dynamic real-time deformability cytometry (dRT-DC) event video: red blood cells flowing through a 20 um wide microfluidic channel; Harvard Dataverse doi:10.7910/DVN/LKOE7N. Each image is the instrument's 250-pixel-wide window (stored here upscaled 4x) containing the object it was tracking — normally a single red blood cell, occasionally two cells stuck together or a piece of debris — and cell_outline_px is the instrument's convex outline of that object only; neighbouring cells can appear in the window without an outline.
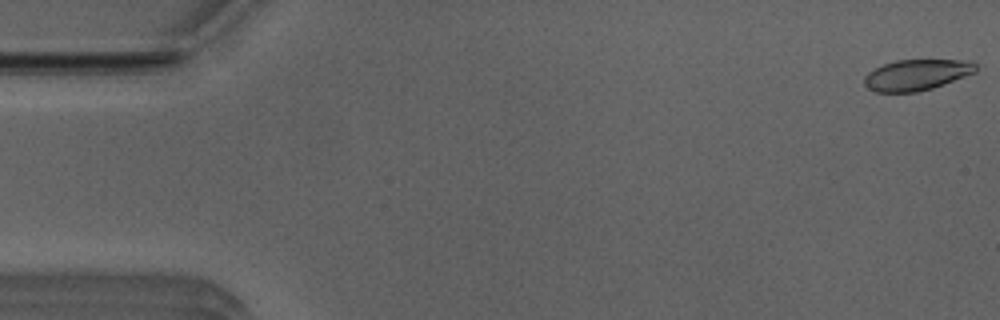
{"species": "Egyptian fruit bat (a non-hibernating species)", "species_latin": "Rousettus aegyptiacus", "temperature_condition": "room temperature", "stored_images_in_passage": 52, "camera_frame_rate_fps": 3000, "um_per_image_px": 0.085, "animal": {"sex": "male"}, "frame": {"image": 1, "passage_image": 1, "time_ms": 0.0, "image_size_px": [1000, 320], "cell_outline_px": [[976, 72], [944, 84], [932, 88], [916, 92], [872, 92], [864, 84], [864, 76], [868, 72], [884, 64], [896, 60], [972, 60], [976, 64]], "centroid_in_image_um": [77.91, 6.36], "position_along_channel_um": 7.1, "area_um2": 20.11}}
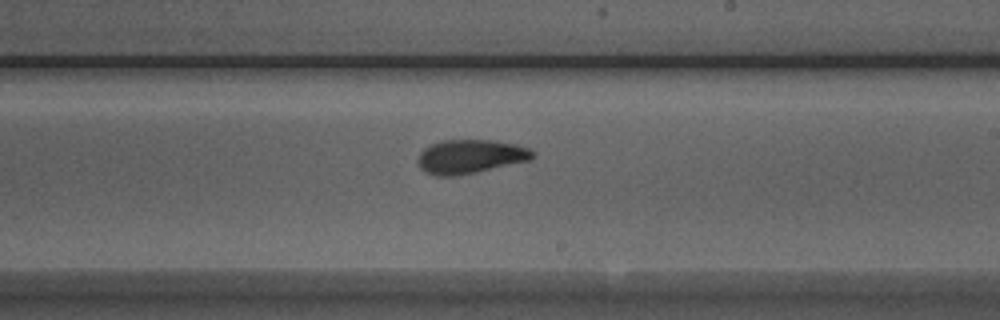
{"frame": {"image": 2, "passage_image": 30, "time_ms": 9.667, "image_size_px": [1000, 320], "cell_outline_px": [[536, 156], [532, 160], [476, 172], [456, 176], [436, 176], [424, 172], [420, 168], [416, 160], [420, 152], [424, 148], [432, 144], [444, 140], [496, 140], [516, 144], [528, 148], [536, 152]], "centroid_in_image_um": [39.99, 13.31], "position_along_channel_um": 249.0, "area_um2": 23.0}}
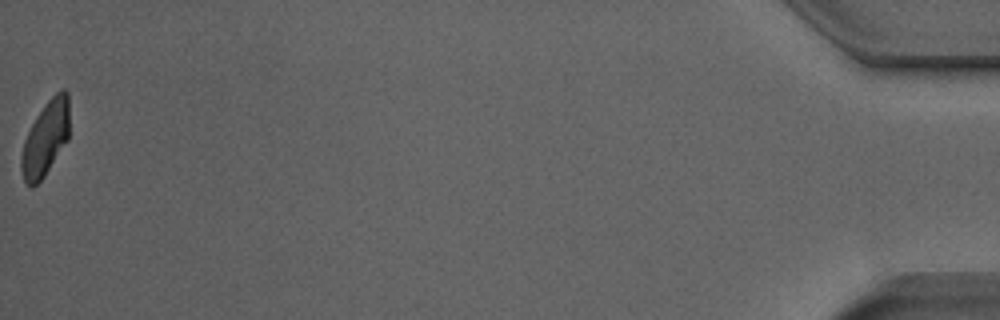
{"frame": {"image": 3, "passage_image": 52, "time_ms": 17.0, "image_size_px": [1000, 320], "cell_outline_px": [[68, 140], [44, 176], [32, 188], [24, 180], [20, 168], [20, 160], [24, 140], [36, 116], [48, 100], [60, 88], [64, 88], [68, 92]], "centroid_in_image_um": [3.86, 11.75], "position_along_channel_um": 431.3, "area_um2": 20.75}, "authors_computed_cell_mechanics": {"area_um2": 22.0218, "velocity_mm_per_s": 3.9471, "shape_relaxation_time_tau1_ms": 5.2942, "shape_relaxation_time_tau2_ms": 2.2178, "deformation_change_tau1": 0.1639, "deformation_change_tau2": 0.0697}}